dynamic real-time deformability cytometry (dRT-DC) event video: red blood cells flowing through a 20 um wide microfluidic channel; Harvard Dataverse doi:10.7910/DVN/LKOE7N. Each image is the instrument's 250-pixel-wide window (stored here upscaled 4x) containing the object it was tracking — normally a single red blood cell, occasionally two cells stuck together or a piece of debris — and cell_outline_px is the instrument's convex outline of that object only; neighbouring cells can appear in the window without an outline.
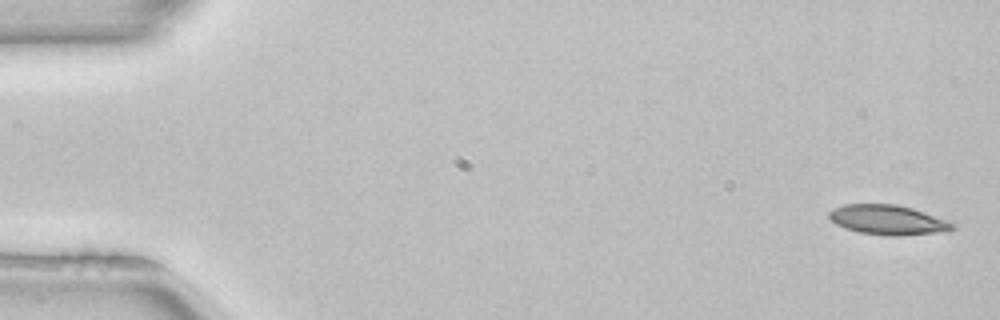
{"species": "common noctule bat (a hibernating species)", "species_latin": "Nyctalus noctula", "temperature_condition": "room temperature", "stored_images_in_passage": 52, "camera_frame_rate_fps": 3000, "um_per_image_px": 0.085, "animal": {"sex": "female", "body_mass_g": 22.7, "forearm_length_mm": 54.2}, "frame": {"image": 1, "passage_image": 2, "time_ms": 0.333, "image_size_px": [1000, 320], "cell_outline_px": [[956, 228], [948, 232], [900, 236], [888, 236], [860, 232], [844, 228], [836, 224], [828, 216], [828, 212], [832, 208], [844, 204], [896, 204], [912, 208], [924, 212], [956, 224]], "centroid_in_image_um": [75.49, 18.7], "position_along_channel_um": 9.5, "area_um2": 21.62}}
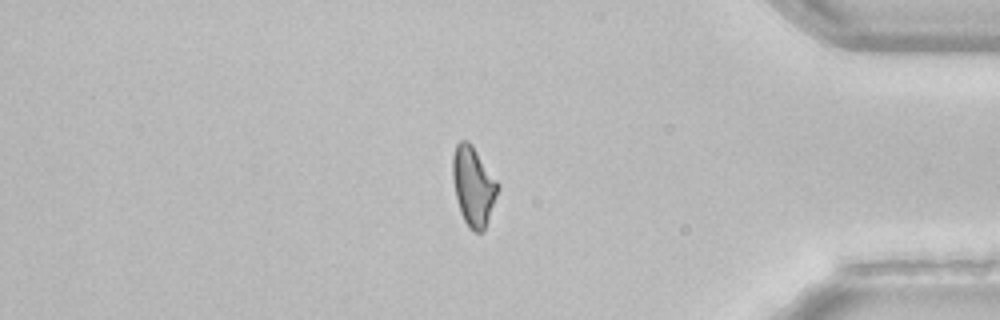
{"frame": {"image": 2, "passage_image": 44, "time_ms": 14.333, "image_size_px": [1000, 320], "cell_outline_px": [[500, 188], [488, 220], [484, 228], [480, 232], [476, 232], [468, 228], [460, 212], [456, 196], [452, 176], [452, 156], [456, 144], [460, 140], [468, 140], [472, 144], [500, 184]], "centroid_in_image_um": [40.24, 15.79], "position_along_channel_um": 395.0, "area_um2": 20.98}}
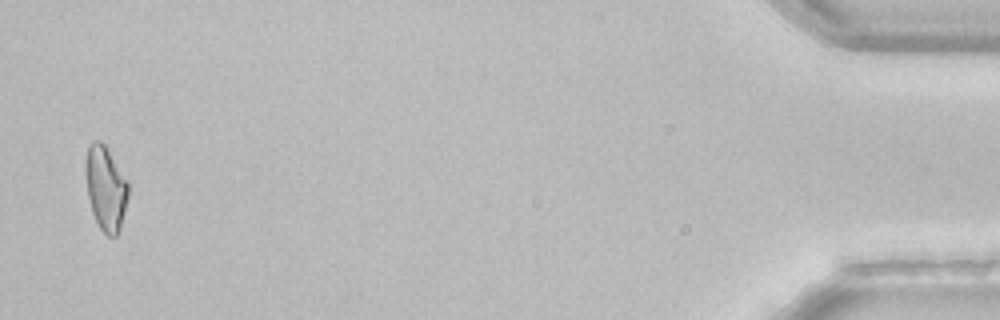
{"frame": {"image": 3, "passage_image": 51, "time_ms": 16.667, "image_size_px": [1000, 320], "cell_outline_px": [[128, 196], [120, 232], [116, 236], [108, 236], [100, 228], [92, 212], [88, 196], [84, 172], [84, 164], [88, 144], [92, 140], [100, 140], [104, 144], [128, 180]], "centroid_in_image_um": [8.97, 15.97], "position_along_channel_um": 426.2, "area_um2": 21.27}, "authors_computed_cell_mechanics": {"area_um2": 21.3571, "velocity_mm_per_s": 3.9879, "shape_relaxation_time_tau1_ms": 6.3543, "shape_relaxation_time_tau2_ms": null, "deformation_change_tau1": 0.1711, "deformation_change_tau2": null}}